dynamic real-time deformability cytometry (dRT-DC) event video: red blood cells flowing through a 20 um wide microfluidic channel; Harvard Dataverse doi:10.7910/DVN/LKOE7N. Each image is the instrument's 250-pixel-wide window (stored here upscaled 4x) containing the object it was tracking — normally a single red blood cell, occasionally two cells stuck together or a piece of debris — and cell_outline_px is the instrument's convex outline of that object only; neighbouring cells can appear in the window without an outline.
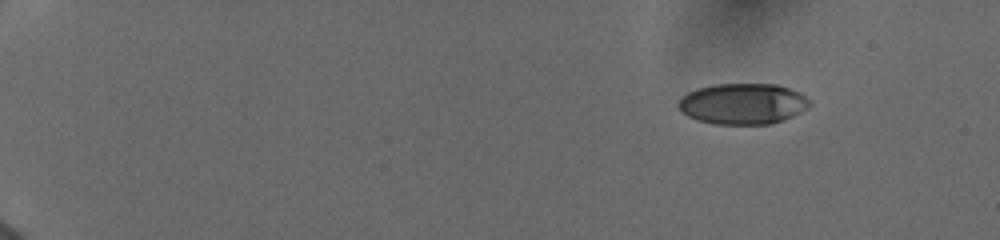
{"species": "human", "species_latin": "Homo sapiens", "temperature_condition": "cold", "stored_images_in_passage": 15, "camera_frame_rate_fps": 3000, "um_per_image_px": 0.085, "donor": {"sex": "female"}, "frame": {"image": 1, "passage_image": 2, "time_ms": 0.667, "image_size_px": [1000, 240], "cell_outline_px": [[812, 104], [808, 108], [792, 116], [772, 124], [716, 124], [700, 120], [688, 116], [680, 108], [680, 100], [688, 92], [700, 88], [716, 84], [776, 84], [800, 92]], "centroid_in_image_um": [63.2, 8.82], "position_along_channel_um": 21.8, "area_um2": 30.87}}
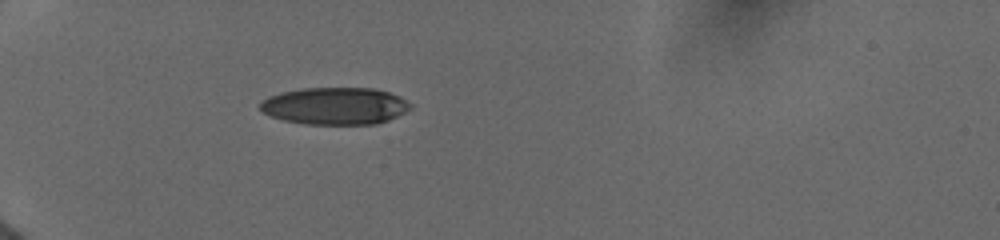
{"frame": {"image": 2, "passage_image": 11, "time_ms": 4.667, "image_size_px": [1000, 240], "cell_outline_px": [[412, 108], [388, 120], [376, 124], [304, 124], [284, 120], [272, 116], [264, 112], [260, 108], [260, 104], [268, 96], [280, 92], [300, 88], [372, 88], [388, 92], [400, 96], [412, 104]], "centroid_in_image_um": [28.49, 9.0], "position_along_channel_um": 56.5, "area_um2": 32.54}}
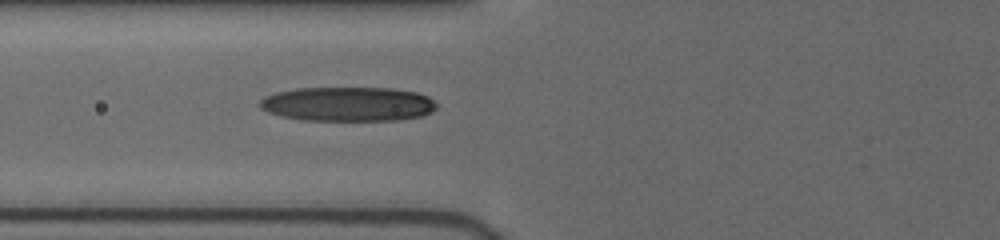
{"frame": {"image": 3, "passage_image": 15, "time_ms": 6.333, "image_size_px": [1000, 240], "cell_outline_px": [[436, 108], [432, 112], [420, 116], [396, 120], [304, 120], [284, 116], [268, 112], [260, 108], [260, 100], [264, 96], [276, 92], [296, 88], [392, 88], [416, 92], [428, 96], [436, 104]], "centroid_in_image_um": [29.57, 8.84], "position_along_channel_um": 96.2, "area_um2": 35.32}}